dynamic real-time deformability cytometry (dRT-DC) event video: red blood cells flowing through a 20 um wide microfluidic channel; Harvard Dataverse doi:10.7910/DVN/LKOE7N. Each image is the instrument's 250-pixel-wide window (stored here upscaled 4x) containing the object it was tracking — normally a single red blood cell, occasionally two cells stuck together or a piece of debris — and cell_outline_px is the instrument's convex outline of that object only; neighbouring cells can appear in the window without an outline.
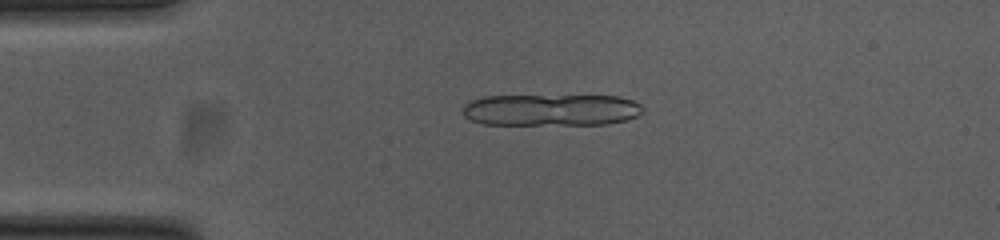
{"species": "common noctule bat (a hibernating species)", "species_latin": "Nyctalus noctula", "temperature_condition": "cold", "stored_images_in_passage": 17, "camera_frame_rate_fps": 3000, "um_per_image_px": 0.085, "animal": {"sex": "female", "body_mass_g": 23.0, "forearm_length_mm": 53.4}, "frame": {"image": 1, "passage_image": 12, "time_ms": 3.667, "image_size_px": [1000, 240], "cell_outline_px": [[644, 112], [628, 120], [608, 124], [484, 124], [472, 120], [464, 116], [460, 108], [464, 104], [472, 100], [484, 96], [616, 96], [632, 100], [640, 104], [644, 108]], "centroid_in_image_um": [46.85, 9.34], "position_along_channel_um": 38.2, "area_um2": 33.47}}